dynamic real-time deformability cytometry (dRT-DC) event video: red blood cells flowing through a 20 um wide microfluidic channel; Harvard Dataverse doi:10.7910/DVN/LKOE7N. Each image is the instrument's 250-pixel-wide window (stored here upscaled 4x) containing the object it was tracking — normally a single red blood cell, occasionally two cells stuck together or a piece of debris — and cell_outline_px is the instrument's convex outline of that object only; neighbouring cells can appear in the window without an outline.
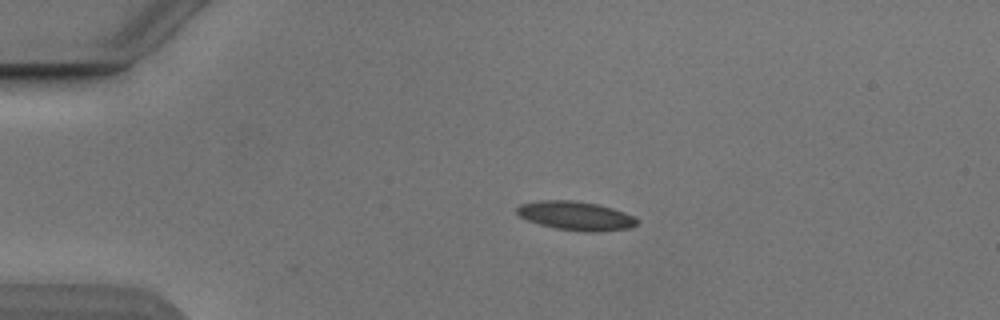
{"species": "Egyptian fruit bat (a non-hibernating species)", "species_latin": "Rousettus aegyptiacus", "temperature_condition": "cold", "stored_images_in_passage": 11, "camera_frame_rate_fps": 3000, "um_per_image_px": 0.085, "animal": {"sex": "male"}, "frame": {"image": 1, "passage_image": 11, "time_ms": 3.333, "image_size_px": [1000, 320], "cell_outline_px": [[636, 224], [632, 228], [596, 232], [584, 232], [556, 228], [540, 224], [528, 220], [520, 216], [516, 212], [516, 208], [520, 204], [540, 200], [572, 200], [596, 204], [612, 208], [624, 212], [632, 216], [636, 220]], "centroid_in_image_um": [48.92, 18.34], "position_along_channel_um": 36.1, "area_um2": 20.06}}